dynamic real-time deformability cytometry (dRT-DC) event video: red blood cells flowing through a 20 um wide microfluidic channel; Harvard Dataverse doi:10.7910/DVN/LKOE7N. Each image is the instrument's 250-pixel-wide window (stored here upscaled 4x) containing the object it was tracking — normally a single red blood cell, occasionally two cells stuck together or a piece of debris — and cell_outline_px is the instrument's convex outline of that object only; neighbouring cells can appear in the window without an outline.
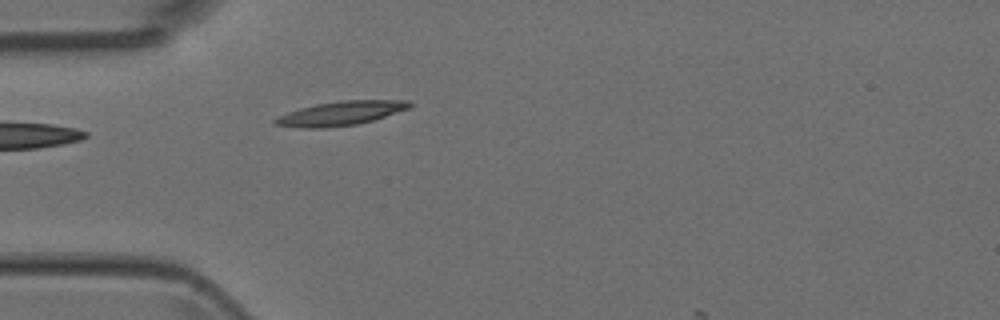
{"species": "Egyptian fruit bat (a non-hibernating species)", "species_latin": "Rousettus aegyptiacus", "temperature_condition": "room temperature", "stored_images_in_passage": 3, "camera_frame_rate_fps": 3000, "um_per_image_px": 0.085, "animal": {"sex": "female"}, "frame": {"image": 1, "passage_image": 3, "time_ms": 0.667, "image_size_px": [1000, 320], "cell_outline_px": [[412, 108], [372, 120], [356, 124], [324, 128], [300, 128], [272, 124], [272, 120], [276, 116], [300, 108], [316, 104], [340, 100], [412, 100]], "centroid_in_image_um": [28.96, 9.63], "position_along_channel_um": 56.0, "area_um2": 19.07}}